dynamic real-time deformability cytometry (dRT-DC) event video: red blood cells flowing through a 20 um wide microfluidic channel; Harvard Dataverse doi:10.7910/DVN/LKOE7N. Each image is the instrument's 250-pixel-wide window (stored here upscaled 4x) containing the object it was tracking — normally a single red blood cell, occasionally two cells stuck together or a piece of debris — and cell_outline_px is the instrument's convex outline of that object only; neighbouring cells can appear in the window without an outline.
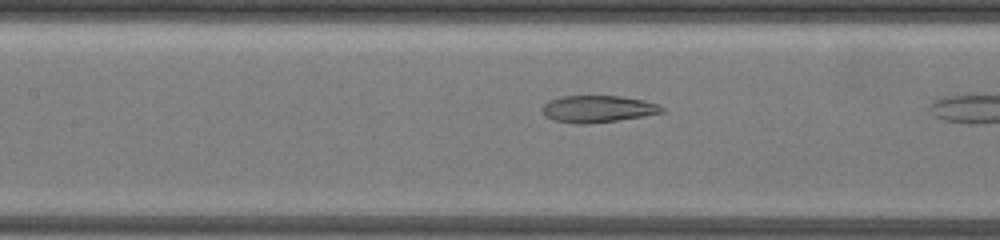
{"species": "common noctule bat (a hibernating species)", "species_latin": "Nyctalus noctula", "temperature_condition": "warm", "stored_images_in_passage": 8, "camera_frame_rate_fps": 3000, "um_per_image_px": 0.085, "animal": {"sex": "female", "body_mass_g": 19.5, "forearm_length_mm": 54.1}, "frame": {"image": 1, "passage_image": 7, "time_ms": 2.333, "image_size_px": [1000, 240], "cell_outline_px": [[664, 112], [644, 116], [616, 120], [584, 124], [576, 124], [552, 120], [544, 116], [540, 112], [540, 108], [548, 100], [564, 96], [620, 96], [644, 100], [656, 104], [664, 108]], "centroid_in_image_um": [50.74, 9.26], "position_along_channel_um": 156.7, "area_um2": 18.84}}